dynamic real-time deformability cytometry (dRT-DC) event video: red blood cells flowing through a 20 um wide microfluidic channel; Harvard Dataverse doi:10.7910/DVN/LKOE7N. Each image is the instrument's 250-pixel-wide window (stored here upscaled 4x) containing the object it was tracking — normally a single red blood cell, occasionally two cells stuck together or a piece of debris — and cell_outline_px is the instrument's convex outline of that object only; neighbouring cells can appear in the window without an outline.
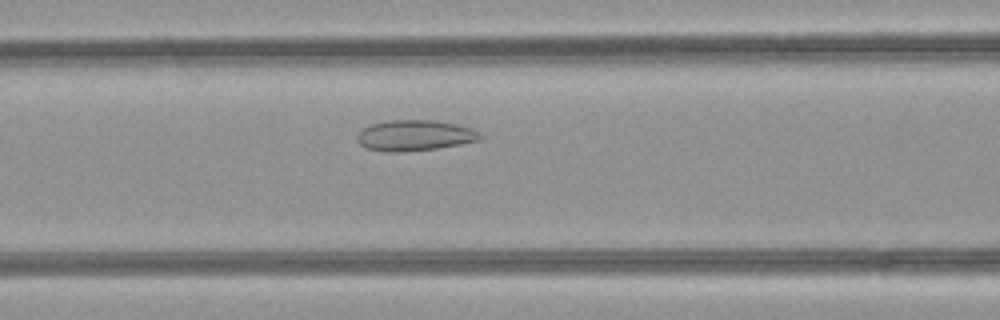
{"species": "common noctule bat (a hibernating species)", "species_latin": "Nyctalus noctula", "temperature_condition": "room temperature", "stored_images_in_passage": 37, "camera_frame_rate_fps": 3000, "um_per_image_px": 0.085, "animal": {"sex": "female", "body_mass_g": 21.9}, "frame": {"image": 1, "passage_image": 8, "time_ms": 2.333, "image_size_px": [1000, 320], "cell_outline_px": [[484, 136], [480, 140], [460, 144], [436, 148], [400, 152], [388, 152], [364, 148], [356, 140], [356, 136], [364, 128], [372, 124], [392, 120], [436, 120], [456, 124], [472, 128]], "centroid_in_image_um": [35.26, 11.51], "position_along_channel_um": 131.3, "area_um2": 22.02}}
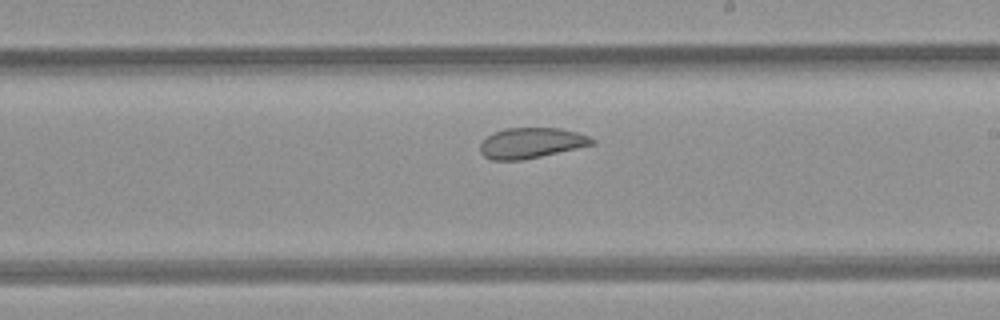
{"frame": {"image": 2, "passage_image": 16, "time_ms": 5.0, "image_size_px": [1000, 320], "cell_outline_px": [[596, 144], [540, 156], [520, 160], [492, 160], [484, 156], [480, 152], [480, 144], [488, 136], [504, 128], [560, 128], [576, 132], [588, 136], [596, 140]], "centroid_in_image_um": [45.17, 12.15], "position_along_channel_um": 243.8, "area_um2": 19.71}}
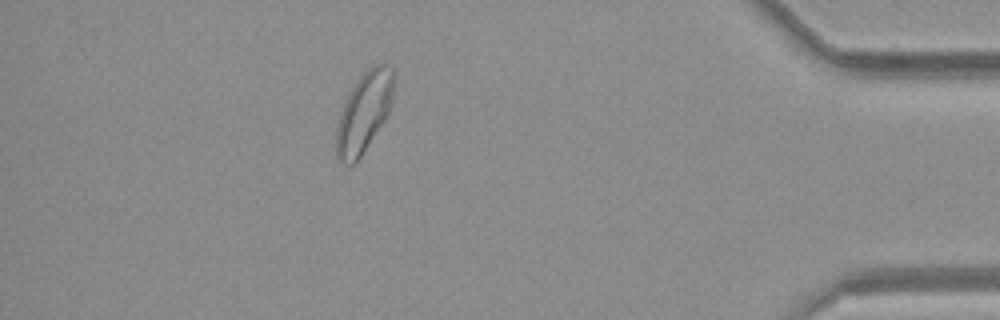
{"frame": {"image": 3, "passage_image": 31, "time_ms": 10.0, "image_size_px": [1000, 320], "cell_outline_px": [[396, 80], [392, 104], [388, 112], [356, 164], [344, 164], [336, 160], [336, 128], [340, 112], [352, 88], [360, 76], [368, 68], [380, 60], [384, 60], [392, 64], [396, 72]], "centroid_in_image_um": [30.99, 9.45], "position_along_channel_um": 404.2, "area_um2": 27.4}, "authors_computed_cell_mechanics": {"area_um2": 22.3108, "velocity_mm_per_s": 4.2251, "shape_relaxation_time_tau1_ms": null, "shape_relaxation_time_tau2_ms": 1.3711, "deformation_change_tau1": null, "deformation_change_tau2": 0.067}}